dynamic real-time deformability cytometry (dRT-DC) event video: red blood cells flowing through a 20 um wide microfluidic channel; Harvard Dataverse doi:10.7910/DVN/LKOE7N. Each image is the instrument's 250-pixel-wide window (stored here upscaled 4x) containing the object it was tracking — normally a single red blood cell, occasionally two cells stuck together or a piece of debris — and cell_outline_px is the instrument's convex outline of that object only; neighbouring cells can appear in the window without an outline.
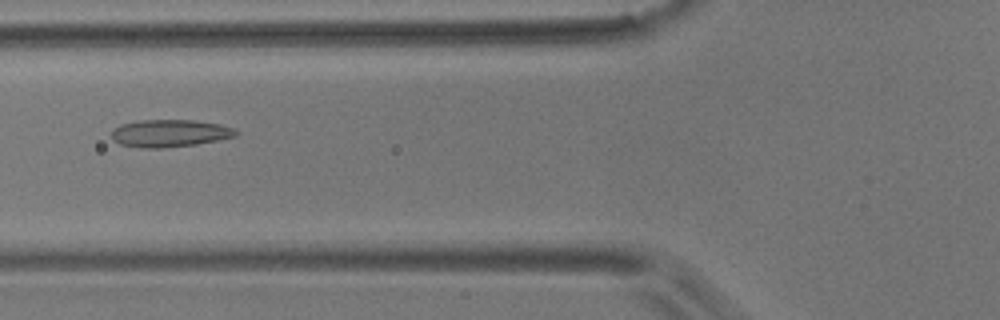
{"species": "common noctule bat (a hibernating species)", "species_latin": "Nyctalus noctula", "temperature_condition": "room temperature", "stored_images_in_passage": 42, "camera_frame_rate_fps": 3000, "um_per_image_px": 0.085, "animal": {"sex": "male", "body_mass_g": 17.9}, "frame": {"image": 1, "passage_image": 8, "time_ms": 2.333, "image_size_px": [1000, 320], "cell_outline_px": [[240, 132], [236, 136], [196, 144], [164, 148], [140, 148], [120, 144], [112, 140], [112, 132], [120, 124], [140, 120], [192, 120], [220, 124], [232, 128]], "centroid_in_image_um": [14.41, 11.33], "position_along_channel_um": 111.4, "area_um2": 19.83}}
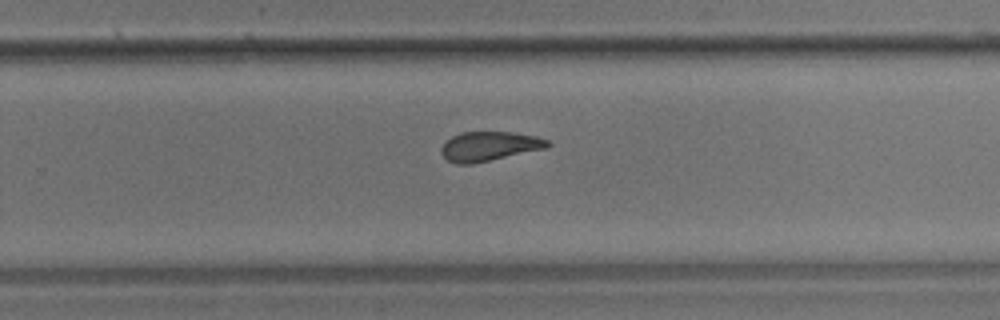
{"frame": {"image": 2, "passage_image": 23, "time_ms": 7.333, "image_size_px": [1000, 320], "cell_outline_px": [[552, 144], [548, 148], [472, 164], [456, 164], [448, 160], [440, 152], [440, 148], [452, 136], [460, 132], [512, 132], [536, 136], [548, 140]], "centroid_in_image_um": [41.61, 12.43], "position_along_channel_um": 288.2, "area_um2": 18.26}}
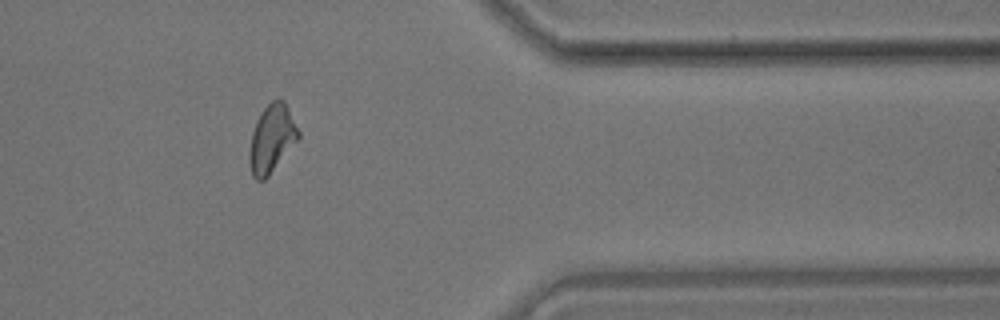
{"frame": {"image": 3, "passage_image": 33, "time_ms": 10.667, "image_size_px": [1000, 320], "cell_outline_px": [[300, 136], [268, 176], [264, 180], [256, 180], [252, 176], [248, 160], [248, 156], [252, 132], [256, 120], [264, 108], [276, 96], [284, 100], [300, 132]], "centroid_in_image_um": [23.08, 11.76], "position_along_channel_um": 388.3, "area_um2": 19.31}}